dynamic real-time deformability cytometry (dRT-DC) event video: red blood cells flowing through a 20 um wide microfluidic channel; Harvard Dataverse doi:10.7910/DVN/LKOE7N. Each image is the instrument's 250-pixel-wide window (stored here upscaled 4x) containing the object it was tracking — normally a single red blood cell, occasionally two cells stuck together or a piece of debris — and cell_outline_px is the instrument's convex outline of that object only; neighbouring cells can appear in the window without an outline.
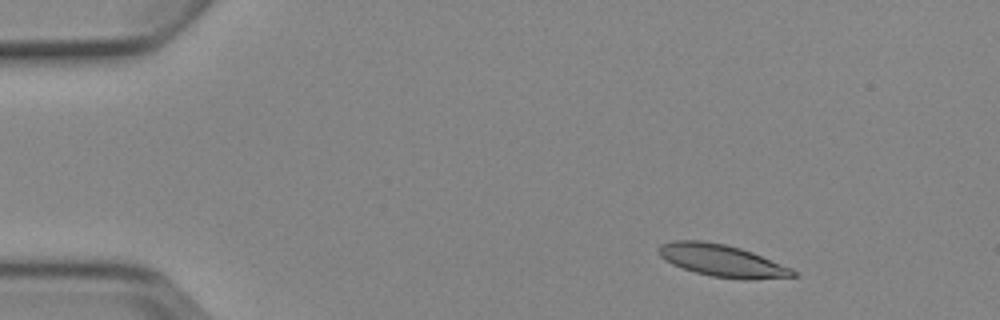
{"species": "Egyptian fruit bat (a non-hibernating species)", "species_latin": "Rousettus aegyptiacus", "temperature_condition": "cold", "stored_images_in_passage": 3, "camera_frame_rate_fps": 3000, "um_per_image_px": 0.085, "animal": {"sex": "female"}, "frame": {"image": 1, "passage_image": 1, "time_ms": 0.0, "image_size_px": [1000, 320], "cell_outline_px": [[796, 276], [748, 280], [712, 276], [696, 272], [672, 264], [660, 256], [656, 248], [660, 244], [672, 240], [700, 240], [724, 244], [740, 248], [752, 252], [792, 268], [796, 272]], "centroid_in_image_um": [61.35, 22.14], "position_along_channel_um": 23.7, "area_um2": 25.03}}